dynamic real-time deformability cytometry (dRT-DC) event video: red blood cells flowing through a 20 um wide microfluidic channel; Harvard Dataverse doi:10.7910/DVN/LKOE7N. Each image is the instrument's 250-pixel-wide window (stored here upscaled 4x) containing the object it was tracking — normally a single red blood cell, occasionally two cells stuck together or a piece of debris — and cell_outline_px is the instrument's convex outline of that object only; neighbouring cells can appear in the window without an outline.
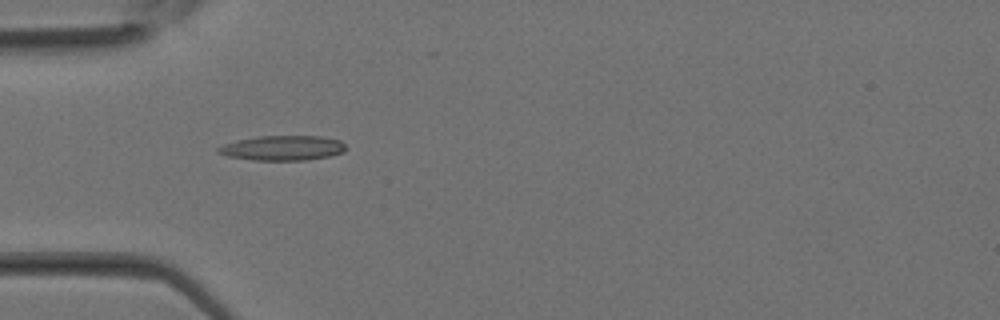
{"species": "Egyptian fruit bat (a non-hibernating species)", "species_latin": "Rousettus aegyptiacus", "temperature_condition": "room temperature", "stored_images_in_passage": 31, "camera_frame_rate_fps": 3000, "um_per_image_px": 0.085, "animal": {"sex": "female"}, "frame": {"image": 1, "passage_image": 8, "time_ms": 2.333, "image_size_px": [1000, 320], "cell_outline_px": [[344, 152], [328, 156], [304, 160], [252, 160], [228, 156], [216, 152], [216, 148], [224, 144], [236, 140], [260, 136], [320, 136], [340, 140], [344, 144]], "centroid_in_image_um": [23.98, 12.57], "position_along_channel_um": 61.0, "area_um2": 18.38}}
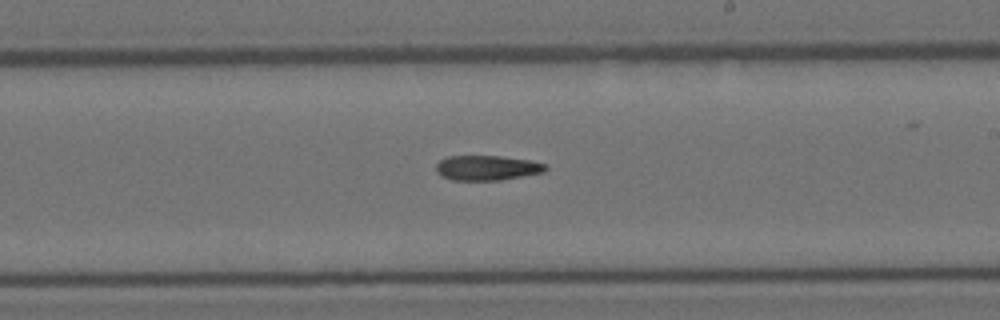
{"frame": {"image": 2, "passage_image": 17, "time_ms": 5.333, "image_size_px": [1000, 320], "cell_outline_px": [[548, 168], [544, 172], [500, 180], [452, 180], [440, 176], [436, 172], [436, 164], [440, 160], [448, 156], [500, 156], [532, 160], [544, 164]], "centroid_in_image_um": [41.37, 14.26], "position_along_channel_um": 247.6, "area_um2": 15.95}}
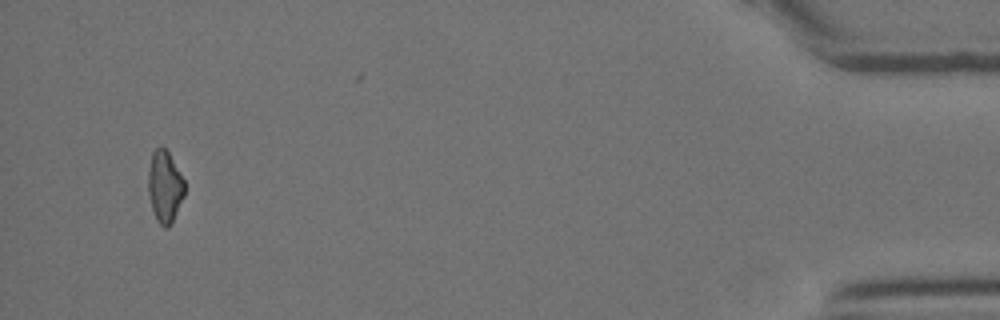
{"frame": {"image": 3, "passage_image": 29, "time_ms": 9.333, "image_size_px": [1000, 320], "cell_outline_px": [[184, 196], [168, 228], [164, 228], [156, 220], [152, 208], [148, 192], [148, 172], [152, 152], [160, 144], [168, 152], [180, 172], [184, 180]], "centroid_in_image_um": [13.99, 15.84], "position_along_channel_um": 421.2, "area_um2": 15.09}}